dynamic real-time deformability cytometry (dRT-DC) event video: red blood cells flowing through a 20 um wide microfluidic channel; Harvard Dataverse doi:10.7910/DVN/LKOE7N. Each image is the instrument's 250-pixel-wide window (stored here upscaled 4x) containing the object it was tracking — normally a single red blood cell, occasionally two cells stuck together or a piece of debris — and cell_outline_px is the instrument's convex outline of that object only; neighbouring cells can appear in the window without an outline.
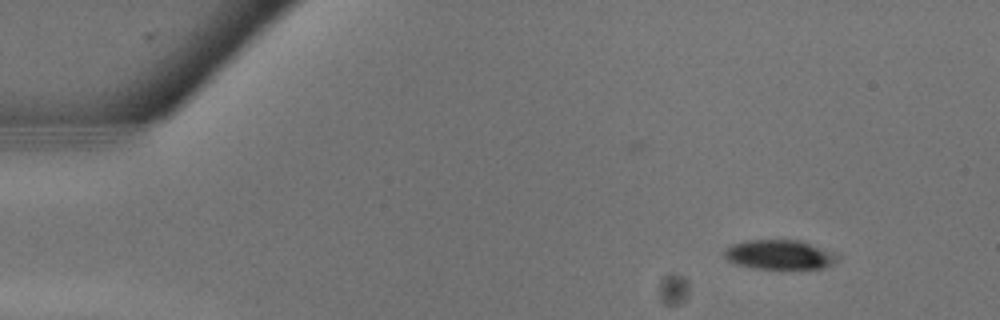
{"species": "common noctule bat (a hibernating species)", "species_latin": "Nyctalus noctula", "temperature_condition": "warm", "stored_images_in_passage": 13, "camera_frame_rate_fps": 3000, "um_per_image_px": 0.085, "animal": {"sex": "male", "body_mass_g": 13.3}, "frame": {"image": 1, "passage_image": 4, "time_ms": 1.0, "image_size_px": [1000, 320], "cell_outline_px": [[840, 256], [832, 264], [824, 268], [780, 272], [752, 268], [732, 264], [724, 256], [724, 252], [732, 244], [748, 240], [800, 240], [836, 252]], "centroid_in_image_um": [66.3, 21.7], "position_along_channel_um": 18.7, "area_um2": 20.52}}
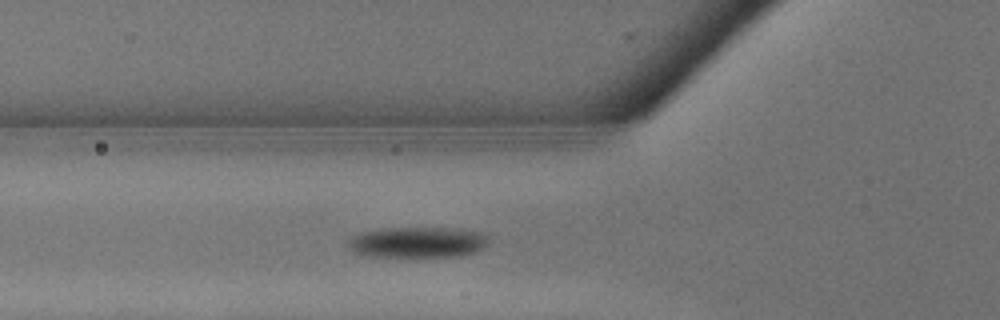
{"frame": {"image": 2, "passage_image": 11, "time_ms": 3.333, "image_size_px": [1000, 320], "cell_outline_px": [[488, 240], [484, 248], [476, 252], [460, 256], [368, 256], [352, 252], [348, 248], [348, 240], [352, 236], [364, 232], [388, 228], [460, 228], [480, 232], [488, 236]], "centroid_in_image_um": [35.52, 20.59], "position_along_channel_um": 90.3, "area_um2": 25.2}}
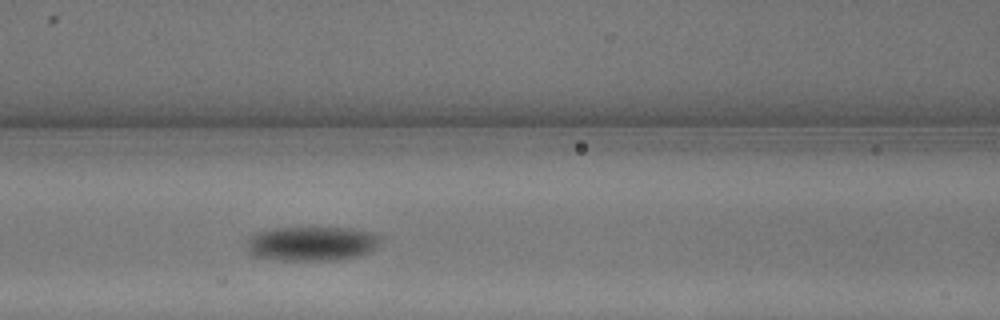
{"frame": {"image": 3, "passage_image": 13, "time_ms": 4.0, "image_size_px": [1000, 320], "cell_outline_px": [[380, 240], [376, 248], [372, 252], [360, 256], [304, 260], [292, 260], [256, 256], [248, 252], [248, 244], [252, 236], [256, 232], [272, 228], [348, 228], [376, 232], [380, 236]], "centroid_in_image_um": [26.57, 20.67], "position_along_channel_um": 140.0, "area_um2": 26.24}}